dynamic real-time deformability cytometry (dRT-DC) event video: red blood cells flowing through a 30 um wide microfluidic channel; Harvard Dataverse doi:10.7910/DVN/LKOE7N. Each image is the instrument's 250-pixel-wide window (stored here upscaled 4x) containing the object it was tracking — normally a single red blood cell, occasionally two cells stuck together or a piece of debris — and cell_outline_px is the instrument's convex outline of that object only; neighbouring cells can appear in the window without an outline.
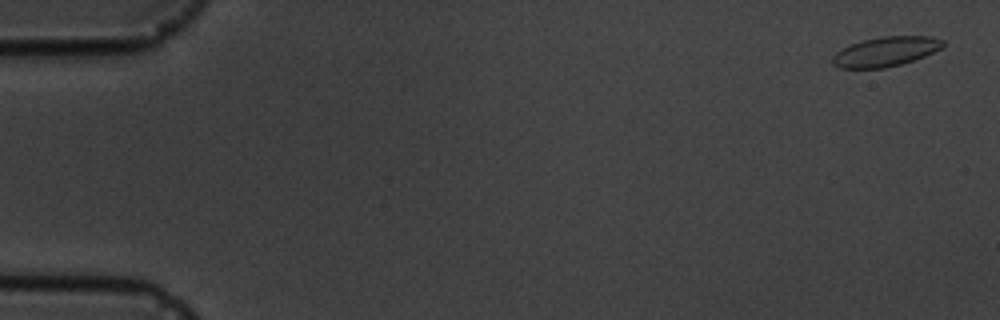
{"species": "common noctule bat (a hibernating species)", "species_latin": "Nyctalus noctula", "temperature_condition": "cold", "stored_images_in_passage": 5, "camera_frame_rate_fps": 3000, "um_per_image_px": 0.085, "animal": {"sex": "male", "body_mass_g": 19.5, "forearm_length_mm": 54.6}, "frame": {"image": 1, "passage_image": 1, "time_ms": 0.0, "image_size_px": [1000, 320], "cell_outline_px": [[944, 48], [924, 56], [900, 64], [884, 68], [840, 68], [832, 64], [832, 56], [836, 52], [852, 44], [864, 40], [880, 36], [932, 36], [944, 40]], "centroid_in_image_um": [75.31, 4.38], "position_along_channel_um": 9.7, "area_um2": 19.02}}
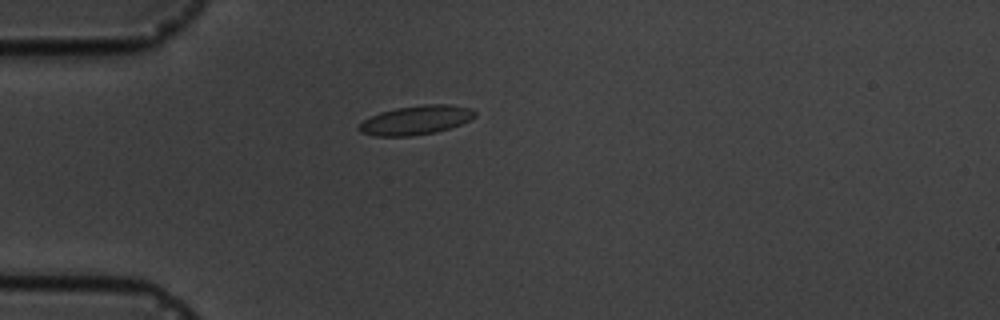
{"frame": {"image": 2, "passage_image": 5, "time_ms": 4.667, "image_size_px": [1000, 320], "cell_outline_px": [[476, 116], [460, 124], [436, 132], [412, 136], [376, 136], [360, 132], [356, 128], [364, 120], [380, 112], [396, 108], [424, 104], [452, 104], [472, 108], [476, 112]], "centroid_in_image_um": [35.36, 10.2], "position_along_channel_um": 49.6, "area_um2": 19.65}}